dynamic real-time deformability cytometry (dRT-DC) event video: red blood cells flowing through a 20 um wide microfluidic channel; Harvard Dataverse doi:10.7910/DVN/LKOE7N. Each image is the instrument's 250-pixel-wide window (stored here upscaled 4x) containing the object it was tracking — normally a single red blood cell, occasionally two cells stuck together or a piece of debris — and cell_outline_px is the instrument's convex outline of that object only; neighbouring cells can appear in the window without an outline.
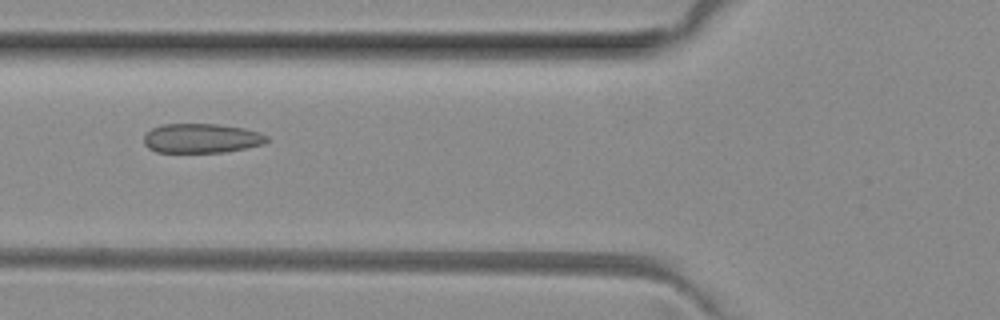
{"species": "common noctule bat (a hibernating species)", "species_latin": "Nyctalus noctula", "temperature_condition": "room temperature", "stored_images_in_passage": 38, "camera_frame_rate_fps": 3000, "um_per_image_px": 0.085, "animal": {"sex": "female", "body_mass_g": 29.2, "forearm_length_mm": 56.3}, "frame": {"image": 1, "passage_image": 6, "time_ms": 1.667, "image_size_px": [1000, 320], "cell_outline_px": [[268, 140], [264, 144], [224, 152], [156, 152], [148, 148], [144, 144], [144, 136], [152, 128], [164, 124], [216, 124], [244, 128], [260, 132], [268, 136]], "centroid_in_image_um": [17.13, 11.75], "position_along_channel_um": 108.7, "area_um2": 21.04}}
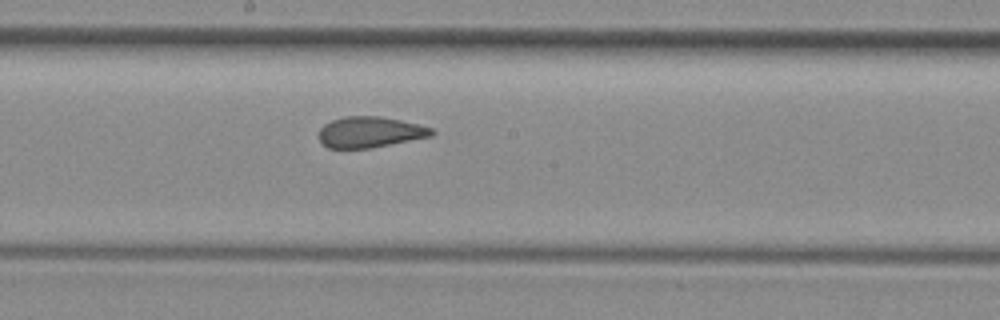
{"frame": {"image": 2, "passage_image": 14, "time_ms": 4.333, "image_size_px": [1000, 320], "cell_outline_px": [[436, 132], [432, 136], [368, 148], [328, 148], [320, 140], [320, 128], [324, 124], [332, 120], [344, 116], [380, 116], [400, 120], [432, 128]], "centroid_in_image_um": [31.44, 11.22], "position_along_channel_um": 216.8, "area_um2": 20.06}}
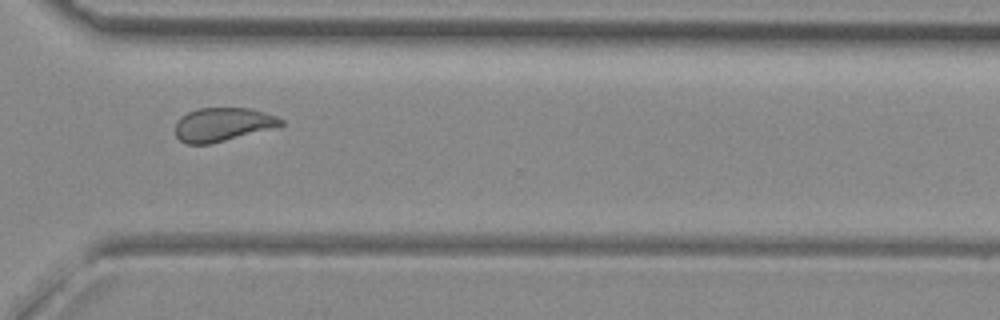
{"frame": {"image": 3, "passage_image": 24, "time_ms": 7.667, "image_size_px": [1000, 320], "cell_outline_px": [[284, 124], [224, 140], [208, 144], [188, 144], [180, 140], [176, 136], [176, 120], [180, 116], [188, 112], [200, 108], [248, 108], [264, 112], [276, 116], [284, 120]], "centroid_in_image_um": [18.87, 10.56], "position_along_channel_um": 351.7, "area_um2": 20.23}, "authors_computed_cell_mechanics": {"area_um2": 21.1548, "velocity_mm_per_s": 4.0416, "shape_relaxation_time_tau1_ms": null, "shape_relaxation_time_tau2_ms": 1.1652, "deformation_change_tau1": null, "deformation_change_tau2": 0.067}}